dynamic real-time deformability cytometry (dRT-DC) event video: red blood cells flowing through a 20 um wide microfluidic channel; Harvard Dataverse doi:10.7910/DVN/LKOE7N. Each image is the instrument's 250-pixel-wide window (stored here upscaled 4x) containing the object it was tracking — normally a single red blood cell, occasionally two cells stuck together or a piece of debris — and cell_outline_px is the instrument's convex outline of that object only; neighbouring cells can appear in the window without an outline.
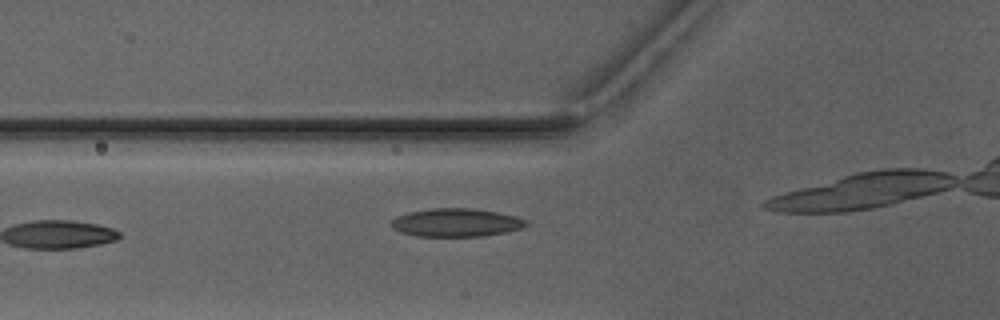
{"species": "Egyptian fruit bat (a non-hibernating species)", "species_latin": "Rousettus aegyptiacus", "temperature_condition": "warm", "stored_images_in_passage": 5, "camera_frame_rate_fps": 3000, "um_per_image_px": 0.085, "animal": {"sex": "male"}, "frame": {"image": 1, "passage_image": 4, "time_ms": 3.667, "image_size_px": [1000, 320], "cell_outline_px": [[528, 224], [520, 228], [504, 232], [484, 236], [416, 236], [400, 232], [392, 228], [388, 224], [396, 216], [408, 212], [432, 208], [472, 208], [496, 212], [516, 216], [528, 220]], "centroid_in_image_um": [38.73, 18.91], "position_along_channel_um": 87.1, "area_um2": 22.25}}